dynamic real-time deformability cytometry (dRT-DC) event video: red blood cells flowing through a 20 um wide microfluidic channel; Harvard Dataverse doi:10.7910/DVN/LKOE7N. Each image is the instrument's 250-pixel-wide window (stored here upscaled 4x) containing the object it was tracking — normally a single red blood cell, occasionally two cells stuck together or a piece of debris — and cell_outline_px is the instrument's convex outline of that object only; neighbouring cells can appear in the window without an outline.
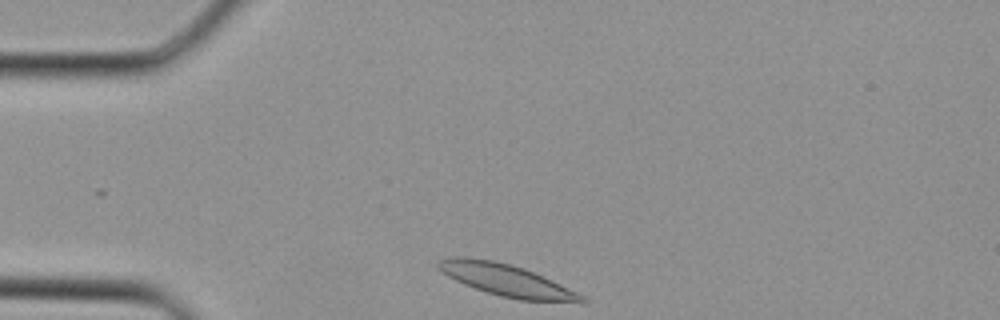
{"species": "Egyptian fruit bat (a non-hibernating species)", "species_latin": "Rousettus aegyptiacus", "temperature_condition": "cold", "stored_images_in_passage": 28, "camera_frame_rate_fps": 3000, "um_per_image_px": 0.085, "animal": {"sex": "female"}, "frame": {"image": 1, "passage_image": 1, "time_ms": 0.0, "image_size_px": [1000, 320], "cell_outline_px": [[588, 304], [584, 304], [520, 300], [500, 296], [464, 284], [448, 276], [436, 264], [440, 260], [456, 256], [468, 256], [492, 260], [524, 268], [544, 276], [584, 296], [588, 300]], "centroid_in_image_um": [43.16, 23.84], "position_along_channel_um": 41.8, "area_um2": 26.76}}
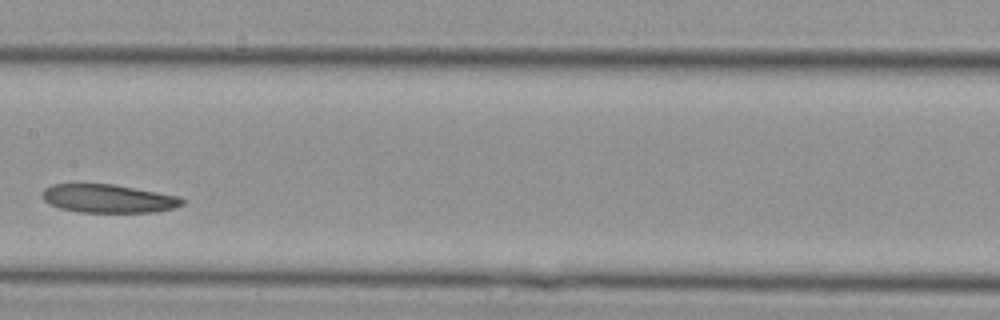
{"frame": {"image": 2, "passage_image": 11, "time_ms": 3.333, "image_size_px": [1000, 320], "cell_outline_px": [[184, 204], [172, 208], [156, 212], [80, 212], [60, 208], [48, 204], [40, 196], [40, 192], [44, 188], [52, 184], [112, 184], [180, 196], [184, 200]], "centroid_in_image_um": [9.16, 16.88], "position_along_channel_um": 198.2, "area_um2": 23.24}}
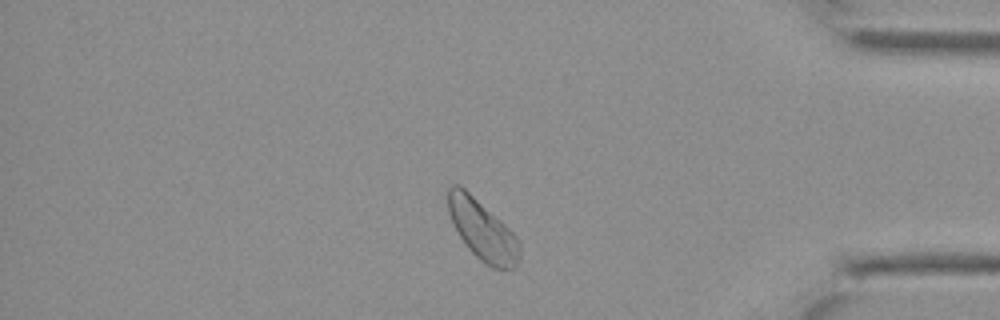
{"frame": {"image": 3, "passage_image": 23, "time_ms": 7.333, "image_size_px": [1000, 320], "cell_outline_px": [[520, 260], [516, 268], [492, 268], [480, 260], [468, 248], [460, 236], [448, 212], [448, 188], [452, 184], [460, 184], [500, 220], [520, 240]], "centroid_in_image_um": [41.03, 19.57], "position_along_channel_um": 394.2, "area_um2": 24.8}}